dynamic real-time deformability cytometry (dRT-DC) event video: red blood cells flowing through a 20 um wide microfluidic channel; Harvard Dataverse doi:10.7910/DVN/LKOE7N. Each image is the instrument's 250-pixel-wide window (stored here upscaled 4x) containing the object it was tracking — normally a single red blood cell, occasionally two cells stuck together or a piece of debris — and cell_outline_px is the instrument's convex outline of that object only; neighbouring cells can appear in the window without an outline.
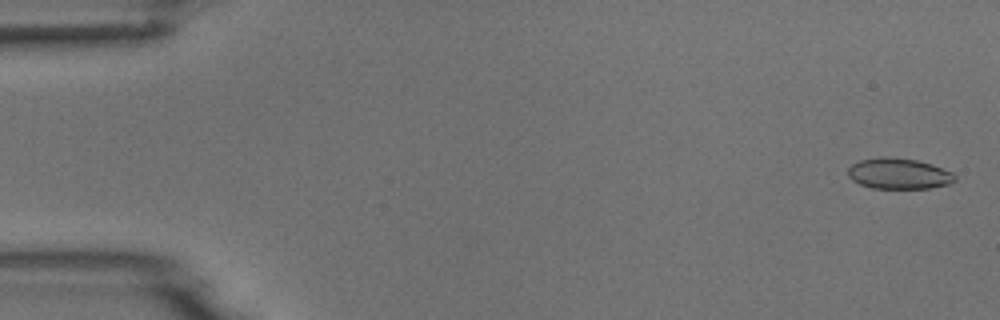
{"species": "common noctule bat (a hibernating species)", "species_latin": "Nyctalus noctula", "temperature_condition": "room temperature", "stored_images_in_passage": 5, "camera_frame_rate_fps": 3000, "um_per_image_px": 0.085, "animal": {"sex": "male", "body_mass_g": 18.8}, "frame": {"image": 1, "passage_image": 1, "time_ms": 0.0, "image_size_px": [1000, 320], "cell_outline_px": [[956, 180], [948, 184], [928, 188], [872, 188], [860, 184], [852, 180], [848, 176], [848, 168], [852, 164], [860, 160], [884, 156], [888, 156], [916, 160], [932, 164], [952, 172], [956, 176]], "centroid_in_image_um": [76.39, 14.75], "position_along_channel_um": 8.6, "area_um2": 19.19}}
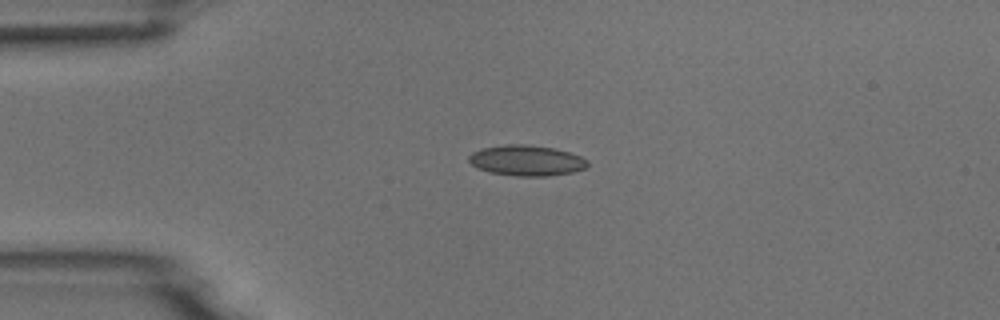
{"frame": {"image": 2, "passage_image": 4, "time_ms": 3.667, "image_size_px": [1000, 320], "cell_outline_px": [[588, 164], [584, 168], [572, 172], [548, 176], [516, 176], [488, 172], [476, 168], [468, 160], [468, 156], [472, 152], [484, 148], [508, 144], [524, 144], [552, 148], [568, 152], [580, 156], [588, 160]], "centroid_in_image_um": [44.72, 13.65], "position_along_channel_um": 40.3, "area_um2": 21.04}}